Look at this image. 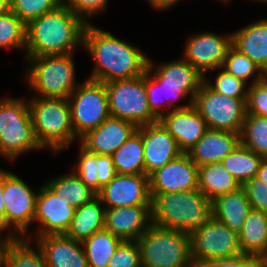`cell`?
<instances>
[{
	"label": "cell",
	"mask_w": 267,
	"mask_h": 267,
	"mask_svg": "<svg viewBox=\"0 0 267 267\" xmlns=\"http://www.w3.org/2000/svg\"><path fill=\"white\" fill-rule=\"evenodd\" d=\"M82 46L95 62L89 77L91 80L106 83L139 77L146 73L149 61L146 54L133 44L130 45L91 23L85 28Z\"/></svg>",
	"instance_id": "cell-1"
},
{
	"label": "cell",
	"mask_w": 267,
	"mask_h": 267,
	"mask_svg": "<svg viewBox=\"0 0 267 267\" xmlns=\"http://www.w3.org/2000/svg\"><path fill=\"white\" fill-rule=\"evenodd\" d=\"M87 24L63 4L31 20L26 33L27 57L73 53L77 44L83 45Z\"/></svg>",
	"instance_id": "cell-2"
},
{
	"label": "cell",
	"mask_w": 267,
	"mask_h": 267,
	"mask_svg": "<svg viewBox=\"0 0 267 267\" xmlns=\"http://www.w3.org/2000/svg\"><path fill=\"white\" fill-rule=\"evenodd\" d=\"M152 224L191 233L214 218V206L199 189L150 194Z\"/></svg>",
	"instance_id": "cell-3"
},
{
	"label": "cell",
	"mask_w": 267,
	"mask_h": 267,
	"mask_svg": "<svg viewBox=\"0 0 267 267\" xmlns=\"http://www.w3.org/2000/svg\"><path fill=\"white\" fill-rule=\"evenodd\" d=\"M28 104L35 138L42 148L58 153L75 140L68 99L34 97Z\"/></svg>",
	"instance_id": "cell-4"
},
{
	"label": "cell",
	"mask_w": 267,
	"mask_h": 267,
	"mask_svg": "<svg viewBox=\"0 0 267 267\" xmlns=\"http://www.w3.org/2000/svg\"><path fill=\"white\" fill-rule=\"evenodd\" d=\"M136 241L141 267H189L193 264L187 232L151 224Z\"/></svg>",
	"instance_id": "cell-5"
},
{
	"label": "cell",
	"mask_w": 267,
	"mask_h": 267,
	"mask_svg": "<svg viewBox=\"0 0 267 267\" xmlns=\"http://www.w3.org/2000/svg\"><path fill=\"white\" fill-rule=\"evenodd\" d=\"M74 53L26 57L30 63L26 78L40 98H65L77 88Z\"/></svg>",
	"instance_id": "cell-6"
},
{
	"label": "cell",
	"mask_w": 267,
	"mask_h": 267,
	"mask_svg": "<svg viewBox=\"0 0 267 267\" xmlns=\"http://www.w3.org/2000/svg\"><path fill=\"white\" fill-rule=\"evenodd\" d=\"M42 149L37 142L29 104L20 98L0 100V155L11 160L31 150Z\"/></svg>",
	"instance_id": "cell-7"
},
{
	"label": "cell",
	"mask_w": 267,
	"mask_h": 267,
	"mask_svg": "<svg viewBox=\"0 0 267 267\" xmlns=\"http://www.w3.org/2000/svg\"><path fill=\"white\" fill-rule=\"evenodd\" d=\"M104 84L108 93L111 117L130 121L137 127L159 121L148 105L145 74Z\"/></svg>",
	"instance_id": "cell-8"
},
{
	"label": "cell",
	"mask_w": 267,
	"mask_h": 267,
	"mask_svg": "<svg viewBox=\"0 0 267 267\" xmlns=\"http://www.w3.org/2000/svg\"><path fill=\"white\" fill-rule=\"evenodd\" d=\"M71 123L80 139L110 117L108 93L103 82L87 79L70 94Z\"/></svg>",
	"instance_id": "cell-9"
},
{
	"label": "cell",
	"mask_w": 267,
	"mask_h": 267,
	"mask_svg": "<svg viewBox=\"0 0 267 267\" xmlns=\"http://www.w3.org/2000/svg\"><path fill=\"white\" fill-rule=\"evenodd\" d=\"M247 99H235L213 91L204 81L192 105L206 121L208 129L240 133Z\"/></svg>",
	"instance_id": "cell-10"
},
{
	"label": "cell",
	"mask_w": 267,
	"mask_h": 267,
	"mask_svg": "<svg viewBox=\"0 0 267 267\" xmlns=\"http://www.w3.org/2000/svg\"><path fill=\"white\" fill-rule=\"evenodd\" d=\"M193 264L226 259L243 254L237 232L213 218L190 233Z\"/></svg>",
	"instance_id": "cell-11"
},
{
	"label": "cell",
	"mask_w": 267,
	"mask_h": 267,
	"mask_svg": "<svg viewBox=\"0 0 267 267\" xmlns=\"http://www.w3.org/2000/svg\"><path fill=\"white\" fill-rule=\"evenodd\" d=\"M21 178L3 170V199L5 203V231L11 226L13 232L25 238H32L26 234L30 224L34 221L36 198L34 192Z\"/></svg>",
	"instance_id": "cell-12"
},
{
	"label": "cell",
	"mask_w": 267,
	"mask_h": 267,
	"mask_svg": "<svg viewBox=\"0 0 267 267\" xmlns=\"http://www.w3.org/2000/svg\"><path fill=\"white\" fill-rule=\"evenodd\" d=\"M75 209L67 199L56 195L46 184L42 186L36 198L34 215L40 228L33 234L34 238L65 234L71 225Z\"/></svg>",
	"instance_id": "cell-13"
},
{
	"label": "cell",
	"mask_w": 267,
	"mask_h": 267,
	"mask_svg": "<svg viewBox=\"0 0 267 267\" xmlns=\"http://www.w3.org/2000/svg\"><path fill=\"white\" fill-rule=\"evenodd\" d=\"M187 40L183 59L203 76L223 66L228 49L232 46V35L223 36L212 32L194 34Z\"/></svg>",
	"instance_id": "cell-14"
},
{
	"label": "cell",
	"mask_w": 267,
	"mask_h": 267,
	"mask_svg": "<svg viewBox=\"0 0 267 267\" xmlns=\"http://www.w3.org/2000/svg\"><path fill=\"white\" fill-rule=\"evenodd\" d=\"M105 208L151 205L149 176L116 174L97 193Z\"/></svg>",
	"instance_id": "cell-15"
},
{
	"label": "cell",
	"mask_w": 267,
	"mask_h": 267,
	"mask_svg": "<svg viewBox=\"0 0 267 267\" xmlns=\"http://www.w3.org/2000/svg\"><path fill=\"white\" fill-rule=\"evenodd\" d=\"M150 194L187 192L198 189V166L187 153L149 176Z\"/></svg>",
	"instance_id": "cell-16"
},
{
	"label": "cell",
	"mask_w": 267,
	"mask_h": 267,
	"mask_svg": "<svg viewBox=\"0 0 267 267\" xmlns=\"http://www.w3.org/2000/svg\"><path fill=\"white\" fill-rule=\"evenodd\" d=\"M137 131L142 135L145 175L147 176L183 153L175 138L159 121L139 126Z\"/></svg>",
	"instance_id": "cell-17"
},
{
	"label": "cell",
	"mask_w": 267,
	"mask_h": 267,
	"mask_svg": "<svg viewBox=\"0 0 267 267\" xmlns=\"http://www.w3.org/2000/svg\"><path fill=\"white\" fill-rule=\"evenodd\" d=\"M151 224V205L106 208L104 229L122 241L137 240Z\"/></svg>",
	"instance_id": "cell-18"
},
{
	"label": "cell",
	"mask_w": 267,
	"mask_h": 267,
	"mask_svg": "<svg viewBox=\"0 0 267 267\" xmlns=\"http://www.w3.org/2000/svg\"><path fill=\"white\" fill-rule=\"evenodd\" d=\"M159 122L175 138L183 153H187L208 130L206 121L192 104L164 113Z\"/></svg>",
	"instance_id": "cell-19"
},
{
	"label": "cell",
	"mask_w": 267,
	"mask_h": 267,
	"mask_svg": "<svg viewBox=\"0 0 267 267\" xmlns=\"http://www.w3.org/2000/svg\"><path fill=\"white\" fill-rule=\"evenodd\" d=\"M127 120L109 117L80 138L81 145L99 155H112L136 130Z\"/></svg>",
	"instance_id": "cell-20"
},
{
	"label": "cell",
	"mask_w": 267,
	"mask_h": 267,
	"mask_svg": "<svg viewBox=\"0 0 267 267\" xmlns=\"http://www.w3.org/2000/svg\"><path fill=\"white\" fill-rule=\"evenodd\" d=\"M146 73L154 81H162V86L180 88L191 101L204 81V76L185 59L156 66L149 59Z\"/></svg>",
	"instance_id": "cell-21"
},
{
	"label": "cell",
	"mask_w": 267,
	"mask_h": 267,
	"mask_svg": "<svg viewBox=\"0 0 267 267\" xmlns=\"http://www.w3.org/2000/svg\"><path fill=\"white\" fill-rule=\"evenodd\" d=\"M43 253L47 267H88L82 242L65 234L34 238Z\"/></svg>",
	"instance_id": "cell-22"
},
{
	"label": "cell",
	"mask_w": 267,
	"mask_h": 267,
	"mask_svg": "<svg viewBox=\"0 0 267 267\" xmlns=\"http://www.w3.org/2000/svg\"><path fill=\"white\" fill-rule=\"evenodd\" d=\"M239 144L240 133L208 129L187 154L198 167L221 163Z\"/></svg>",
	"instance_id": "cell-23"
},
{
	"label": "cell",
	"mask_w": 267,
	"mask_h": 267,
	"mask_svg": "<svg viewBox=\"0 0 267 267\" xmlns=\"http://www.w3.org/2000/svg\"><path fill=\"white\" fill-rule=\"evenodd\" d=\"M232 35V46L267 71V19H259Z\"/></svg>",
	"instance_id": "cell-24"
},
{
	"label": "cell",
	"mask_w": 267,
	"mask_h": 267,
	"mask_svg": "<svg viewBox=\"0 0 267 267\" xmlns=\"http://www.w3.org/2000/svg\"><path fill=\"white\" fill-rule=\"evenodd\" d=\"M212 202L214 218L224 223L232 231L239 233L251 210L244 188L241 186L233 192L217 197Z\"/></svg>",
	"instance_id": "cell-25"
},
{
	"label": "cell",
	"mask_w": 267,
	"mask_h": 267,
	"mask_svg": "<svg viewBox=\"0 0 267 267\" xmlns=\"http://www.w3.org/2000/svg\"><path fill=\"white\" fill-rule=\"evenodd\" d=\"M106 208L96 196L88 203L75 209L71 225L65 235L83 242L95 232L104 229Z\"/></svg>",
	"instance_id": "cell-26"
},
{
	"label": "cell",
	"mask_w": 267,
	"mask_h": 267,
	"mask_svg": "<svg viewBox=\"0 0 267 267\" xmlns=\"http://www.w3.org/2000/svg\"><path fill=\"white\" fill-rule=\"evenodd\" d=\"M239 187L240 183L221 163H208L198 167V189L210 201Z\"/></svg>",
	"instance_id": "cell-27"
},
{
	"label": "cell",
	"mask_w": 267,
	"mask_h": 267,
	"mask_svg": "<svg viewBox=\"0 0 267 267\" xmlns=\"http://www.w3.org/2000/svg\"><path fill=\"white\" fill-rule=\"evenodd\" d=\"M238 236L244 254L258 256L267 252V214L251 209Z\"/></svg>",
	"instance_id": "cell-28"
},
{
	"label": "cell",
	"mask_w": 267,
	"mask_h": 267,
	"mask_svg": "<svg viewBox=\"0 0 267 267\" xmlns=\"http://www.w3.org/2000/svg\"><path fill=\"white\" fill-rule=\"evenodd\" d=\"M111 156L117 174H145L143 140L137 130Z\"/></svg>",
	"instance_id": "cell-29"
},
{
	"label": "cell",
	"mask_w": 267,
	"mask_h": 267,
	"mask_svg": "<svg viewBox=\"0 0 267 267\" xmlns=\"http://www.w3.org/2000/svg\"><path fill=\"white\" fill-rule=\"evenodd\" d=\"M262 159L263 157L254 151L239 144L221 161V164L242 186L256 177Z\"/></svg>",
	"instance_id": "cell-30"
},
{
	"label": "cell",
	"mask_w": 267,
	"mask_h": 267,
	"mask_svg": "<svg viewBox=\"0 0 267 267\" xmlns=\"http://www.w3.org/2000/svg\"><path fill=\"white\" fill-rule=\"evenodd\" d=\"M56 195L67 199L70 205L78 208L91 201L97 194L71 170L69 174L49 180L46 184Z\"/></svg>",
	"instance_id": "cell-31"
},
{
	"label": "cell",
	"mask_w": 267,
	"mask_h": 267,
	"mask_svg": "<svg viewBox=\"0 0 267 267\" xmlns=\"http://www.w3.org/2000/svg\"><path fill=\"white\" fill-rule=\"evenodd\" d=\"M121 242L120 238L105 229L85 239L82 244L88 267H108L110 258Z\"/></svg>",
	"instance_id": "cell-32"
},
{
	"label": "cell",
	"mask_w": 267,
	"mask_h": 267,
	"mask_svg": "<svg viewBox=\"0 0 267 267\" xmlns=\"http://www.w3.org/2000/svg\"><path fill=\"white\" fill-rule=\"evenodd\" d=\"M145 89L149 108L158 119H160L161 116L164 114L165 109L163 108V105L166 106V110L170 112L172 109L188 108L192 104V101L189 99L188 104L180 106L178 105L171 108L170 106L172 105V101L174 99L178 100L180 98H183V96L187 95L178 87L162 86V81H154L147 73H145ZM160 96L162 97V99H160ZM163 97L165 98V104L161 101L164 99ZM161 110L164 111L162 112Z\"/></svg>",
	"instance_id": "cell-33"
},
{
	"label": "cell",
	"mask_w": 267,
	"mask_h": 267,
	"mask_svg": "<svg viewBox=\"0 0 267 267\" xmlns=\"http://www.w3.org/2000/svg\"><path fill=\"white\" fill-rule=\"evenodd\" d=\"M240 144L267 158V117L246 114L240 132Z\"/></svg>",
	"instance_id": "cell-34"
},
{
	"label": "cell",
	"mask_w": 267,
	"mask_h": 267,
	"mask_svg": "<svg viewBox=\"0 0 267 267\" xmlns=\"http://www.w3.org/2000/svg\"><path fill=\"white\" fill-rule=\"evenodd\" d=\"M30 245V240L17 237L10 245L5 267H47L42 251Z\"/></svg>",
	"instance_id": "cell-35"
},
{
	"label": "cell",
	"mask_w": 267,
	"mask_h": 267,
	"mask_svg": "<svg viewBox=\"0 0 267 267\" xmlns=\"http://www.w3.org/2000/svg\"><path fill=\"white\" fill-rule=\"evenodd\" d=\"M27 25L11 10L0 14V48L26 47Z\"/></svg>",
	"instance_id": "cell-36"
},
{
	"label": "cell",
	"mask_w": 267,
	"mask_h": 267,
	"mask_svg": "<svg viewBox=\"0 0 267 267\" xmlns=\"http://www.w3.org/2000/svg\"><path fill=\"white\" fill-rule=\"evenodd\" d=\"M222 68L237 79L247 83V80L253 76L255 79L251 84L260 82L262 79V70L248 56L240 53L231 46L228 49Z\"/></svg>",
	"instance_id": "cell-37"
},
{
	"label": "cell",
	"mask_w": 267,
	"mask_h": 267,
	"mask_svg": "<svg viewBox=\"0 0 267 267\" xmlns=\"http://www.w3.org/2000/svg\"><path fill=\"white\" fill-rule=\"evenodd\" d=\"M61 4L62 0H10V10L27 25Z\"/></svg>",
	"instance_id": "cell-38"
},
{
	"label": "cell",
	"mask_w": 267,
	"mask_h": 267,
	"mask_svg": "<svg viewBox=\"0 0 267 267\" xmlns=\"http://www.w3.org/2000/svg\"><path fill=\"white\" fill-rule=\"evenodd\" d=\"M216 70H219V73L215 77V84L210 83V80L207 81V77L204 76V82L213 91L235 99H247L248 89L245 88L247 86L244 81L237 79L232 74H229L222 67Z\"/></svg>",
	"instance_id": "cell-39"
},
{
	"label": "cell",
	"mask_w": 267,
	"mask_h": 267,
	"mask_svg": "<svg viewBox=\"0 0 267 267\" xmlns=\"http://www.w3.org/2000/svg\"><path fill=\"white\" fill-rule=\"evenodd\" d=\"M79 160L73 170L77 176L96 194L98 193L96 153L88 151L81 145ZM77 169V170H76Z\"/></svg>",
	"instance_id": "cell-40"
},
{
	"label": "cell",
	"mask_w": 267,
	"mask_h": 267,
	"mask_svg": "<svg viewBox=\"0 0 267 267\" xmlns=\"http://www.w3.org/2000/svg\"><path fill=\"white\" fill-rule=\"evenodd\" d=\"M108 267H141L138 242L122 241L110 258Z\"/></svg>",
	"instance_id": "cell-41"
},
{
	"label": "cell",
	"mask_w": 267,
	"mask_h": 267,
	"mask_svg": "<svg viewBox=\"0 0 267 267\" xmlns=\"http://www.w3.org/2000/svg\"><path fill=\"white\" fill-rule=\"evenodd\" d=\"M246 111L247 114L267 117V86L262 81L249 85Z\"/></svg>",
	"instance_id": "cell-42"
},
{
	"label": "cell",
	"mask_w": 267,
	"mask_h": 267,
	"mask_svg": "<svg viewBox=\"0 0 267 267\" xmlns=\"http://www.w3.org/2000/svg\"><path fill=\"white\" fill-rule=\"evenodd\" d=\"M107 2L108 0H62L64 6L87 23L90 22L86 19L106 10Z\"/></svg>",
	"instance_id": "cell-43"
},
{
	"label": "cell",
	"mask_w": 267,
	"mask_h": 267,
	"mask_svg": "<svg viewBox=\"0 0 267 267\" xmlns=\"http://www.w3.org/2000/svg\"><path fill=\"white\" fill-rule=\"evenodd\" d=\"M242 187L247 194L251 209L267 214V183L253 178L245 182Z\"/></svg>",
	"instance_id": "cell-44"
},
{
	"label": "cell",
	"mask_w": 267,
	"mask_h": 267,
	"mask_svg": "<svg viewBox=\"0 0 267 267\" xmlns=\"http://www.w3.org/2000/svg\"><path fill=\"white\" fill-rule=\"evenodd\" d=\"M200 267H258L257 256L241 254L232 258L205 261Z\"/></svg>",
	"instance_id": "cell-45"
},
{
	"label": "cell",
	"mask_w": 267,
	"mask_h": 267,
	"mask_svg": "<svg viewBox=\"0 0 267 267\" xmlns=\"http://www.w3.org/2000/svg\"><path fill=\"white\" fill-rule=\"evenodd\" d=\"M97 165V179H98V192L100 189L107 185L115 176L116 170L114 167L113 158L111 155L96 154Z\"/></svg>",
	"instance_id": "cell-46"
},
{
	"label": "cell",
	"mask_w": 267,
	"mask_h": 267,
	"mask_svg": "<svg viewBox=\"0 0 267 267\" xmlns=\"http://www.w3.org/2000/svg\"><path fill=\"white\" fill-rule=\"evenodd\" d=\"M2 231L3 230L0 229V267H5L8 249L18 236H15L11 230V232L6 235L7 237L2 238Z\"/></svg>",
	"instance_id": "cell-47"
},
{
	"label": "cell",
	"mask_w": 267,
	"mask_h": 267,
	"mask_svg": "<svg viewBox=\"0 0 267 267\" xmlns=\"http://www.w3.org/2000/svg\"><path fill=\"white\" fill-rule=\"evenodd\" d=\"M5 203L3 199V170L0 169V229L5 231Z\"/></svg>",
	"instance_id": "cell-48"
},
{
	"label": "cell",
	"mask_w": 267,
	"mask_h": 267,
	"mask_svg": "<svg viewBox=\"0 0 267 267\" xmlns=\"http://www.w3.org/2000/svg\"><path fill=\"white\" fill-rule=\"evenodd\" d=\"M148 2L156 8L158 11L162 10H169L174 4L179 2V0H148Z\"/></svg>",
	"instance_id": "cell-49"
},
{
	"label": "cell",
	"mask_w": 267,
	"mask_h": 267,
	"mask_svg": "<svg viewBox=\"0 0 267 267\" xmlns=\"http://www.w3.org/2000/svg\"><path fill=\"white\" fill-rule=\"evenodd\" d=\"M255 178L267 183V158L262 159Z\"/></svg>",
	"instance_id": "cell-50"
},
{
	"label": "cell",
	"mask_w": 267,
	"mask_h": 267,
	"mask_svg": "<svg viewBox=\"0 0 267 267\" xmlns=\"http://www.w3.org/2000/svg\"><path fill=\"white\" fill-rule=\"evenodd\" d=\"M10 11V0H0V14Z\"/></svg>",
	"instance_id": "cell-51"
},
{
	"label": "cell",
	"mask_w": 267,
	"mask_h": 267,
	"mask_svg": "<svg viewBox=\"0 0 267 267\" xmlns=\"http://www.w3.org/2000/svg\"><path fill=\"white\" fill-rule=\"evenodd\" d=\"M257 260H258V267H267V252L258 255Z\"/></svg>",
	"instance_id": "cell-52"
},
{
	"label": "cell",
	"mask_w": 267,
	"mask_h": 267,
	"mask_svg": "<svg viewBox=\"0 0 267 267\" xmlns=\"http://www.w3.org/2000/svg\"><path fill=\"white\" fill-rule=\"evenodd\" d=\"M261 81L267 86V71L263 72Z\"/></svg>",
	"instance_id": "cell-53"
},
{
	"label": "cell",
	"mask_w": 267,
	"mask_h": 267,
	"mask_svg": "<svg viewBox=\"0 0 267 267\" xmlns=\"http://www.w3.org/2000/svg\"><path fill=\"white\" fill-rule=\"evenodd\" d=\"M189 267H200V266L197 265V264H192V265H190Z\"/></svg>",
	"instance_id": "cell-54"
},
{
	"label": "cell",
	"mask_w": 267,
	"mask_h": 267,
	"mask_svg": "<svg viewBox=\"0 0 267 267\" xmlns=\"http://www.w3.org/2000/svg\"><path fill=\"white\" fill-rule=\"evenodd\" d=\"M255 1L267 3V0H255Z\"/></svg>",
	"instance_id": "cell-55"
}]
</instances>
